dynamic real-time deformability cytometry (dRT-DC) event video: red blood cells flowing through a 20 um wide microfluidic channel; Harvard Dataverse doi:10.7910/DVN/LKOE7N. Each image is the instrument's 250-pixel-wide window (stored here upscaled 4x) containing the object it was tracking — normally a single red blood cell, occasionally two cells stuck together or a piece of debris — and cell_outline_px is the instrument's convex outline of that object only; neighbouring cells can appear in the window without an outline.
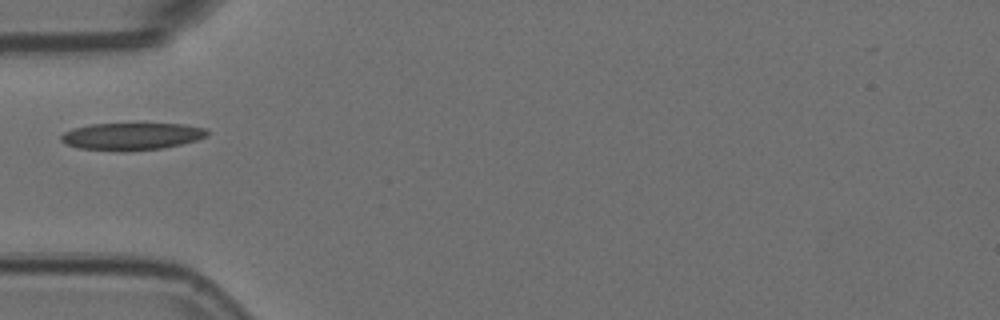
{"species": "Egyptian fruit bat (a non-hibernating species)", "species_latin": "Rousettus aegyptiacus", "temperature_condition": "room temperature", "stored_images_in_passage": 19, "camera_frame_rate_fps": 3000, "um_per_image_px": 0.085, "animal": {"sex": "female"}, "frame": {"image": 1, "passage_image": 1, "time_ms": 0.0, "image_size_px": [1000, 320], "cell_outline_px": [[208, 136], [196, 140], [164, 148], [80, 148], [64, 144], [60, 140], [60, 136], [64, 132], [72, 128], [92, 124], [184, 124], [208, 128]], "centroid_in_image_um": [11.23, 11.53], "position_along_channel_um": 73.8, "area_um2": 22.2}}
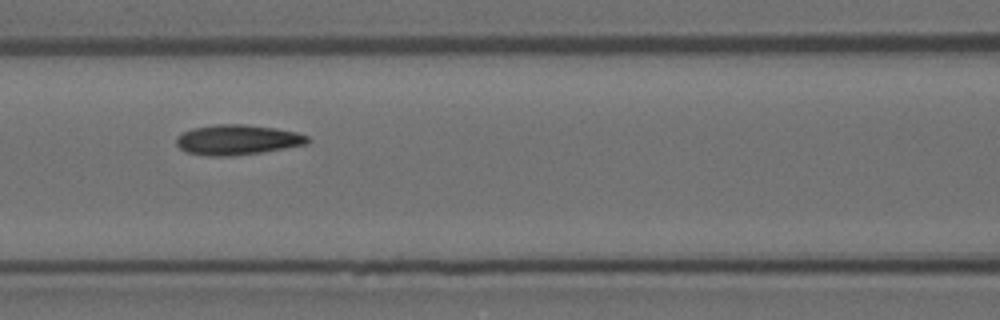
{"frame": {"image": 2, "passage_image": 7, "time_ms": 2.0, "image_size_px": [1000, 320], "cell_outline_px": [[312, 140], [308, 144], [260, 152], [232, 156], [208, 156], [188, 152], [180, 148], [176, 144], [176, 136], [192, 128], [216, 124], [244, 124], [276, 128], [296, 132], [308, 136]], "centroid_in_image_um": [20.19, 11.87], "position_along_channel_um": 146.4, "area_um2": 23.06}}
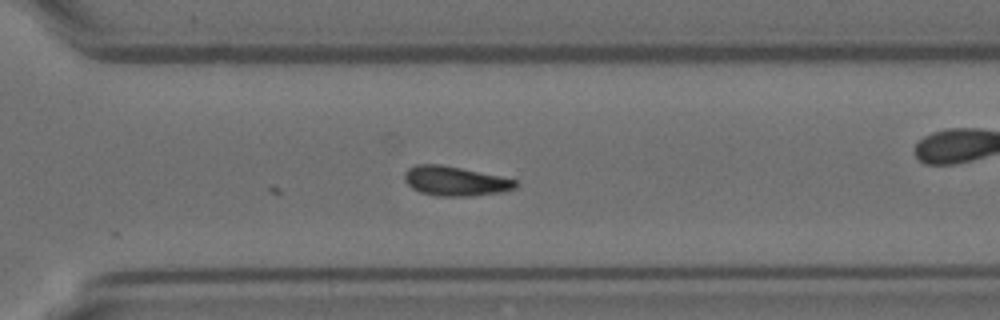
{"frame": {"image": 3, "passage_image": 19, "time_ms": 6.0, "image_size_px": [1000, 320], "cell_outline_px": [[520, 184], [516, 188], [504, 192], [472, 196], [436, 196], [420, 192], [412, 188], [404, 180], [404, 172], [408, 168], [416, 164], [440, 164], [500, 176], [516, 180]], "centroid_in_image_um": [38.7, 15.4], "position_along_channel_um": 331.9, "area_um2": 19.25}}